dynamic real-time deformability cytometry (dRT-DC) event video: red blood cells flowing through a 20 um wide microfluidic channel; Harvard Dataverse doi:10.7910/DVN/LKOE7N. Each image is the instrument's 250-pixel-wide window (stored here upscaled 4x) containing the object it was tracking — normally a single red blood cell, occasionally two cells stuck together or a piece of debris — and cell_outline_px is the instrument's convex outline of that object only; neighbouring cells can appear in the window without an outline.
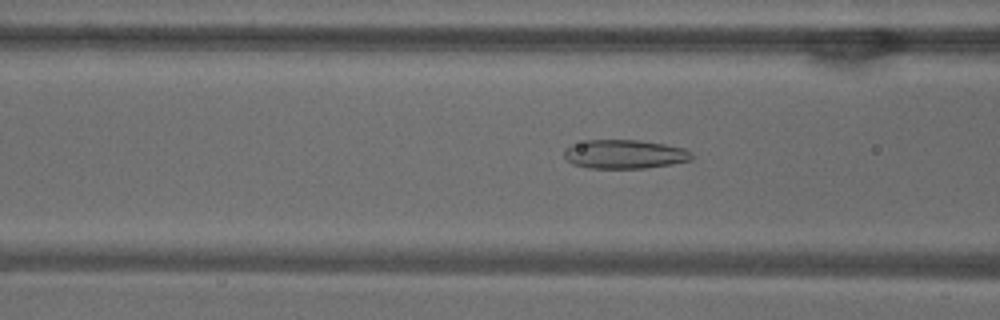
{"species": "common noctule bat (a hibernating species)", "species_latin": "Nyctalus noctula", "temperature_condition": "warm", "stored_images_in_passage": 52, "camera_frame_rate_fps": 3000, "um_per_image_px": 0.085, "animal": {"sex": "male", "body_mass_g": 18.8}, "frame": {"image": 1, "passage_image": 20, "time_ms": 6.333, "image_size_px": [1000, 320], "cell_outline_px": [[692, 160], [672, 164], [644, 168], [588, 168], [572, 164], [564, 156], [564, 148], [572, 144], [588, 140], [640, 140], [664, 144], [684, 148], [692, 152]], "centroid_in_image_um": [53.09, 13.1], "position_along_channel_um": 113.5, "area_um2": 21.56}}
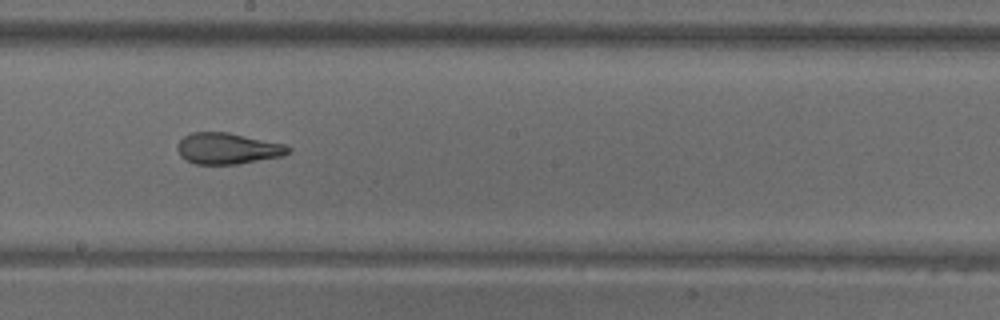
{"frame": {"image": 2, "passage_image": 29, "time_ms": 9.333, "image_size_px": [1000, 320], "cell_outline_px": [[292, 152], [284, 156], [236, 164], [196, 164], [180, 156], [176, 148], [176, 144], [184, 136], [192, 132], [228, 132], [284, 144], [292, 148]], "centroid_in_image_um": [19.36, 12.62], "position_along_channel_um": 228.8, "area_um2": 20.23}}
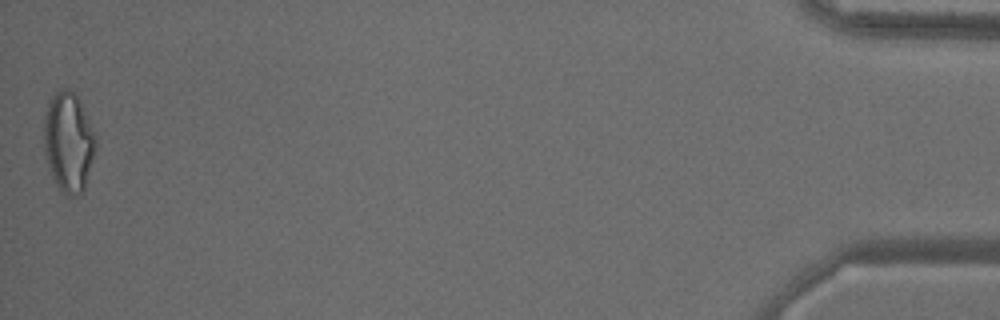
{"frame": {"image": 3, "passage_image": 52, "time_ms": 17.0, "image_size_px": [1000, 320], "cell_outline_px": [[96, 148], [84, 188], [80, 196], [68, 196], [60, 192], [52, 176], [44, 152], [44, 116], [48, 100], [56, 92], [64, 88], [68, 88], [76, 92], [80, 100], [96, 136]], "centroid_in_image_um": [5.82, 12.06], "position_along_channel_um": 429.4, "area_um2": 30.4}, "authors_computed_cell_mechanics": {"area_um2": 23.409, "velocity_mm_per_s": 3.8344, "shape_relaxation_time_tau1_ms": null, "shape_relaxation_time_tau2_ms": 1.8487, "deformation_change_tau1": null, "deformation_change_tau2": 0.1058}}